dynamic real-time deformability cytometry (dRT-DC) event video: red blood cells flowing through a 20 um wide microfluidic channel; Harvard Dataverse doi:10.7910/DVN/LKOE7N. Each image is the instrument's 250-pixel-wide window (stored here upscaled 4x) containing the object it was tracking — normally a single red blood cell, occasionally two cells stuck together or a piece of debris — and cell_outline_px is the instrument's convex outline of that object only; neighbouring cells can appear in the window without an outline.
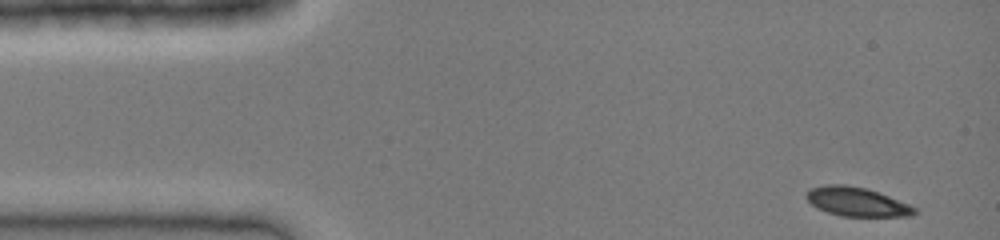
{"species": "common noctule bat (a hibernating species)", "species_latin": "Nyctalus noctula", "temperature_condition": "cold", "stored_images_in_passage": 36, "camera_frame_rate_fps": 3000, "um_per_image_px": 0.085, "animal": {"sex": "female", "body_mass_g": 19.0, "forearm_length_mm": 51.5}, "frame": {"image": 1, "passage_image": 1, "time_ms": 0.0, "image_size_px": [1000, 240], "cell_outline_px": [[916, 212], [912, 216], [840, 216], [816, 208], [804, 196], [812, 188], [824, 184], [844, 184], [864, 188], [888, 196], [908, 204], [916, 208]], "centroid_in_image_um": [72.79, 17.15], "position_along_channel_um": 12.2, "area_um2": 18.03}}
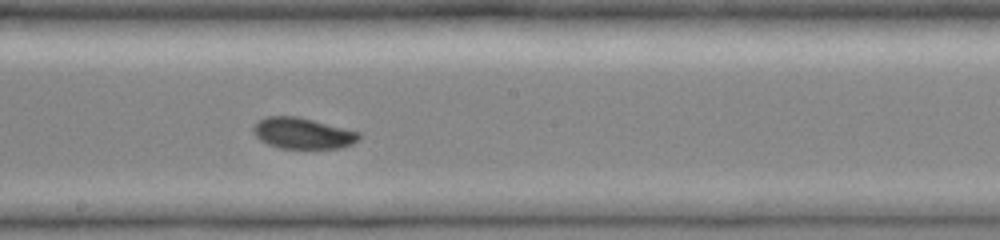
{"frame": {"image": 2, "passage_image": 21, "time_ms": 6.667, "image_size_px": [1000, 240], "cell_outline_px": [[360, 140], [352, 144], [340, 148], [280, 148], [268, 144], [260, 140], [252, 132], [252, 128], [260, 120], [268, 116], [296, 116], [360, 132]], "centroid_in_image_um": [25.73, 11.34], "position_along_channel_um": 222.5, "area_um2": 18.96}}
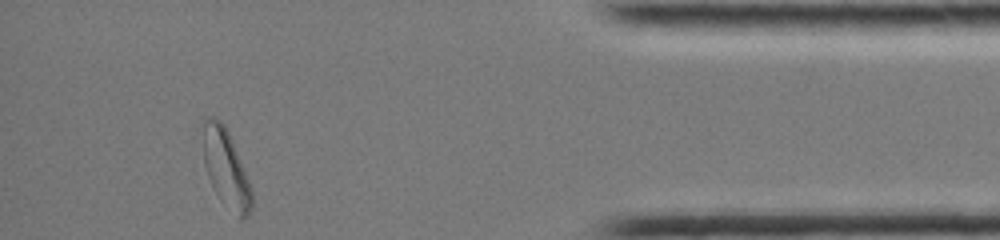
{"frame": {"image": 3, "passage_image": 36, "time_ms": 11.667, "image_size_px": [1000, 240], "cell_outline_px": [[252, 208], [248, 216], [240, 220], [220, 200], [208, 176], [204, 164], [196, 128], [200, 120], [204, 116], [212, 116], [220, 120], [224, 124], [232, 140], [252, 188]], "centroid_in_image_um": [19.1, 14.17], "position_along_channel_um": 416.1, "area_um2": 23.35}}